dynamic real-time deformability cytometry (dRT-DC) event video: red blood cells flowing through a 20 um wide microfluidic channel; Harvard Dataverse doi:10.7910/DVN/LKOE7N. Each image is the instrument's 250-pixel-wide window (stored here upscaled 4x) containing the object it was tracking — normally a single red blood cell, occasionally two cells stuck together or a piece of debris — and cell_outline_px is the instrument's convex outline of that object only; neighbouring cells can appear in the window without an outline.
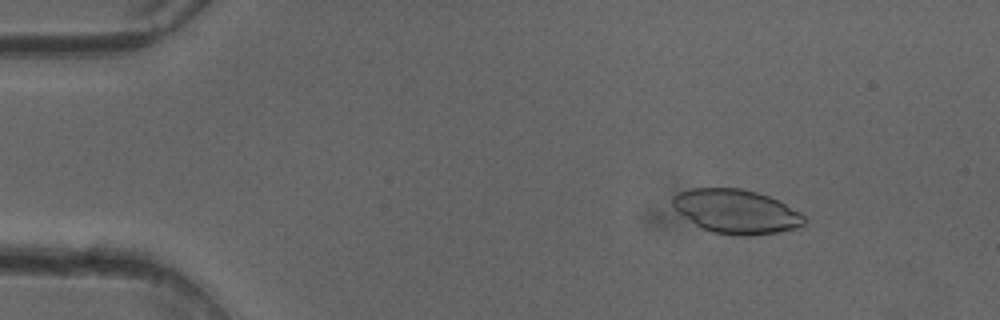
{"species": "common noctule bat (a hibernating species)", "species_latin": "Nyctalus noctula", "temperature_condition": "cold", "stored_images_in_passage": 50, "camera_frame_rate_fps": 3000, "um_per_image_px": 0.085, "animal": {"sex": "female"}, "frame": {"image": 1, "passage_image": 6, "time_ms": 1.667, "image_size_px": [1000, 320], "cell_outline_px": [[804, 224], [796, 228], [776, 232], [748, 236], [744, 236], [712, 232], [700, 228], [680, 212], [672, 204], [672, 196], [680, 192], [692, 188], [740, 188], [756, 192], [768, 196], [800, 212], [804, 216]], "centroid_in_image_um": [62.57, 17.97], "position_along_channel_um": 22.4, "area_um2": 33.29}}
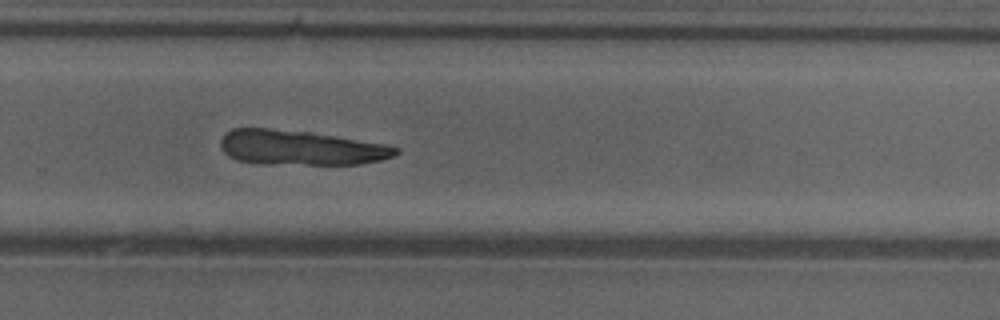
{"frame": {"image": 2, "passage_image": 33, "time_ms": 10.667, "image_size_px": [1000, 320], "cell_outline_px": [[400, 152], [392, 156], [380, 160], [360, 164], [260, 164], [236, 160], [228, 156], [220, 148], [220, 140], [224, 132], [232, 128], [268, 128], [308, 132], [388, 144], [400, 148]], "centroid_in_image_um": [25.5, 12.56], "position_along_channel_um": 304.3, "area_um2": 35.78}}
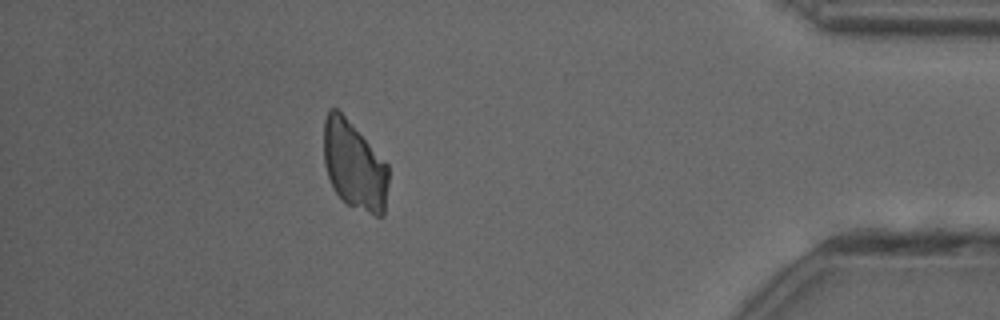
{"frame": {"image": 3, "passage_image": 44, "time_ms": 14.333, "image_size_px": [1000, 320], "cell_outline_px": [[388, 184], [384, 216], [376, 216], [348, 204], [336, 192], [328, 176], [324, 164], [324, 120], [328, 108], [336, 108], [344, 116], [388, 164]], "centroid_in_image_um": [30.11, 14.07], "position_along_channel_um": 405.1, "area_um2": 32.95}}